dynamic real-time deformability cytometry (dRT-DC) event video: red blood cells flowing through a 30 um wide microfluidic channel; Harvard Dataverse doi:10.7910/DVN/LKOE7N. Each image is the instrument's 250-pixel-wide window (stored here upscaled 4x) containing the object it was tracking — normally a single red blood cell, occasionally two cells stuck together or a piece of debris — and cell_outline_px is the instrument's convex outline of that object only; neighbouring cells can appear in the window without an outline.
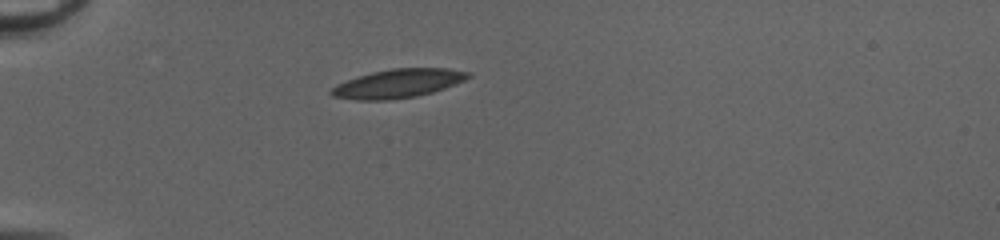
{"species": "common noctule bat (a hibernating species)", "species_latin": "Nyctalus noctula", "temperature_condition": "cold", "stored_images_in_passage": 37, "camera_frame_rate_fps": 3000, "um_per_image_px": 0.085, "animal": {"sex": "female", "body_mass_g": 20.0, "forearm_length_mm": 54.0}, "frame": {"image": 1, "passage_image": 1, "time_ms": 0.0, "image_size_px": [1000, 240], "cell_outline_px": [[472, 76], [464, 80], [444, 88], [432, 92], [416, 96], [388, 100], [356, 100], [332, 96], [328, 92], [336, 84], [372, 72], [392, 68], [448, 68], [472, 72]], "centroid_in_image_um": [33.84, 7.09], "position_along_channel_um": 51.2, "area_um2": 22.83}}
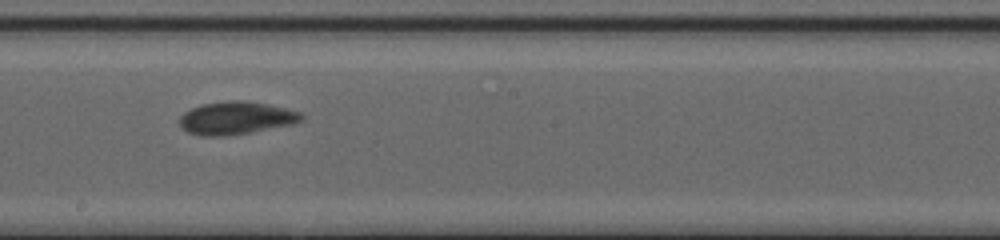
{"frame": {"image": 2, "passage_image": 16, "time_ms": 5.0, "image_size_px": [1000, 240], "cell_outline_px": [[304, 120], [296, 124], [252, 132], [224, 136], [200, 136], [188, 132], [180, 124], [180, 116], [184, 112], [192, 108], [204, 104], [232, 100], [244, 100], [268, 104], [300, 112], [304, 116]], "centroid_in_image_um": [20.12, 10.04], "position_along_channel_um": 228.1, "area_um2": 23.35}}
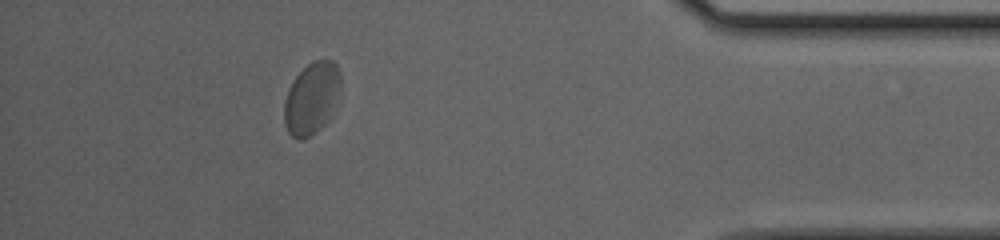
{"frame": {"image": 3, "passage_image": 32, "time_ms": 10.333, "image_size_px": [1000, 240], "cell_outline_px": [[340, 88], [328, 120], [316, 132], [304, 140], [300, 140], [292, 136], [288, 132], [284, 120], [284, 104], [288, 88], [296, 76], [312, 60], [332, 60], [336, 64], [340, 72]], "centroid_in_image_um": [26.47, 8.36], "position_along_channel_um": 408.7, "area_um2": 23.47}, "authors_computed_cell_mechanics": {"area_um2": 23.0044, "velocity_mm_per_s": 4.0693, "shape_relaxation_time_tau1_ms": 5.7953, "shape_relaxation_time_tau2_ms": 1.3283, "deformation_change_tau1": 0.1515, "deformation_change_tau2": 0.0446}}